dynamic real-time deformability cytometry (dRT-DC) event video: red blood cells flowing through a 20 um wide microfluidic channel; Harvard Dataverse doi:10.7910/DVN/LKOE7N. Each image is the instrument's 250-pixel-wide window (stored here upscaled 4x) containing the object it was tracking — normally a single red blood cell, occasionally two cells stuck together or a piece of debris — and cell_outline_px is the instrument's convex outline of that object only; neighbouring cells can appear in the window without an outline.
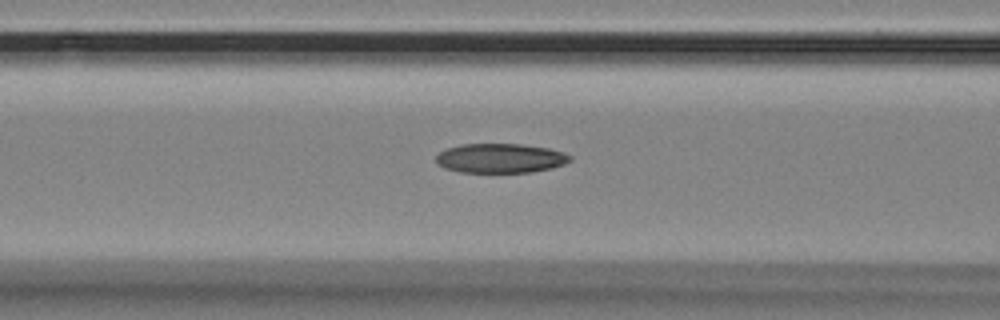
{"species": "Egyptian fruit bat (a non-hibernating species)", "species_latin": "Rousettus aegyptiacus", "temperature_condition": "room temperature", "stored_images_in_passage": 42, "camera_frame_rate_fps": 3000, "um_per_image_px": 0.085, "animal": {"sex": "female"}, "frame": {"image": 1, "passage_image": 18, "time_ms": 5.667, "image_size_px": [1000, 320], "cell_outline_px": [[572, 160], [564, 164], [552, 168], [532, 172], [460, 172], [444, 168], [436, 164], [436, 156], [440, 152], [448, 148], [460, 144], [520, 144], [548, 148], [564, 152], [572, 156]], "centroid_in_image_um": [42.54, 13.45], "position_along_channel_um": 124.1, "area_um2": 23.06}}
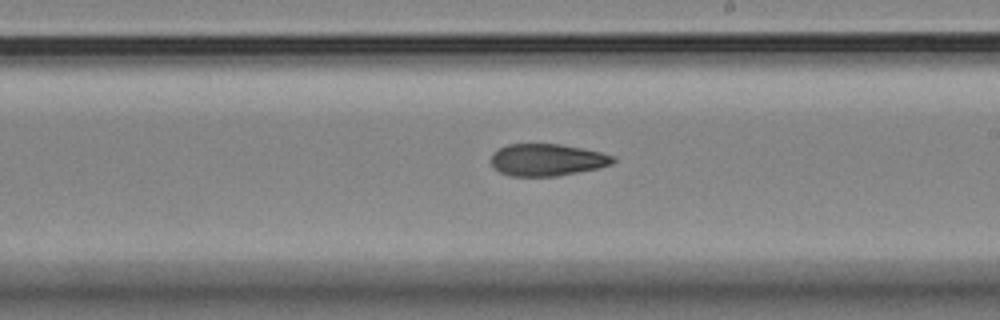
{"frame": {"image": 2, "passage_image": 28, "time_ms": 9.0, "image_size_px": [1000, 320], "cell_outline_px": [[616, 160], [612, 164], [596, 168], [556, 176], [512, 176], [500, 172], [492, 168], [492, 152], [508, 144], [560, 144], [600, 152], [616, 156]], "centroid_in_image_um": [46.48, 13.58], "position_along_channel_um": 242.5, "area_um2": 22.66}}
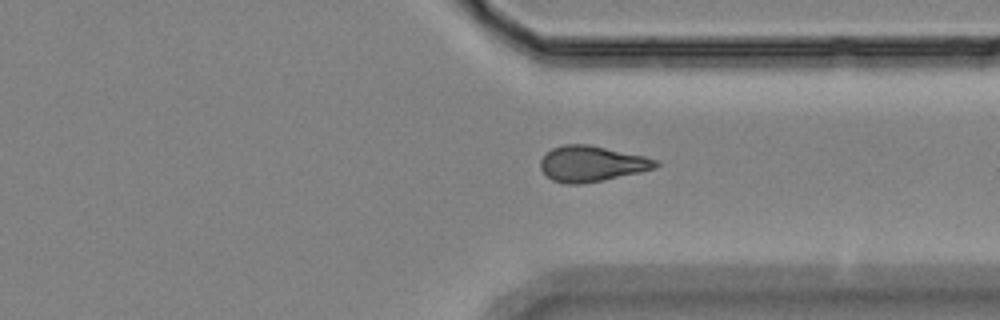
{"frame": {"image": 3, "passage_image": 38, "time_ms": 12.333, "image_size_px": [1000, 320], "cell_outline_px": [[660, 164], [656, 168], [640, 172], [604, 180], [584, 184], [564, 184], [552, 180], [540, 168], [540, 160], [552, 148], [564, 144], [588, 144], [644, 156], [656, 160]], "centroid_in_image_um": [50.28, 13.92], "position_along_channel_um": 361.1, "area_um2": 23.93}}